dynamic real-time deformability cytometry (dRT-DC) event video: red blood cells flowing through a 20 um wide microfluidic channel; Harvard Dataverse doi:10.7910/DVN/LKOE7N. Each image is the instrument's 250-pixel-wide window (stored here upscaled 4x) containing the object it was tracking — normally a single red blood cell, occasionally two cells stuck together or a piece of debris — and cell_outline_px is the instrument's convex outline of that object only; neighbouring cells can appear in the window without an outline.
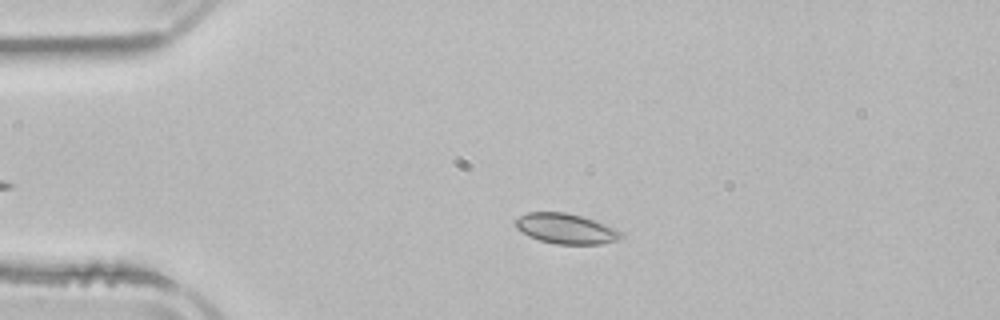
{"species": "common noctule bat (a hibernating species)", "species_latin": "Nyctalus noctula", "temperature_condition": "room temperature", "stored_images_in_passage": 3, "camera_frame_rate_fps": 3000, "um_per_image_px": 0.085, "animal": {"sex": "male", "body_mass_g": 21.5, "forearm_length_mm": 52.0}, "frame": {"image": 1, "passage_image": 2, "time_ms": 1.333, "image_size_px": [1000, 320], "cell_outline_px": [[624, 236], [620, 240], [600, 244], [556, 244], [540, 240], [528, 236], [516, 228], [516, 220], [520, 216], [528, 212], [564, 212], [580, 216], [592, 220], [612, 228], [620, 232]], "centroid_in_image_um": [48.08, 19.45], "position_along_channel_um": 36.9, "area_um2": 18.26}}